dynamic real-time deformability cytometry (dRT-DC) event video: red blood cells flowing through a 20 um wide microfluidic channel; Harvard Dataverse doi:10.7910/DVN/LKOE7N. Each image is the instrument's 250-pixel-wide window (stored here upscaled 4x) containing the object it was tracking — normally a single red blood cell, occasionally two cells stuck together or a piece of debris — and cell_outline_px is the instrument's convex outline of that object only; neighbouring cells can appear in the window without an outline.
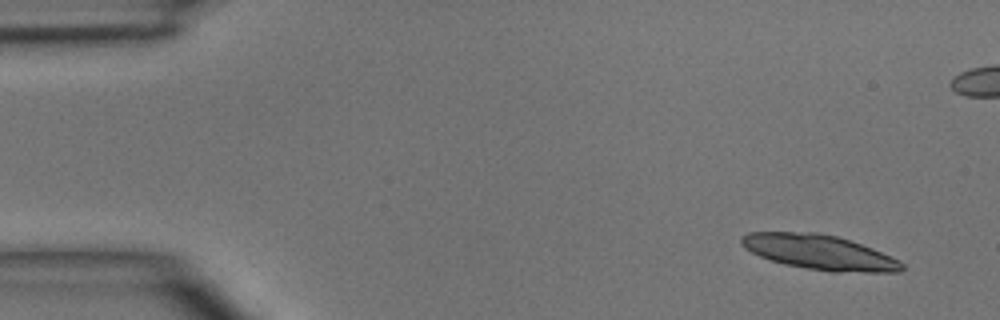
{"species": "common noctule bat (a hibernating species)", "species_latin": "Nyctalus noctula", "temperature_condition": "room temperature", "stored_images_in_passage": 4, "camera_frame_rate_fps": 3000, "um_per_image_px": 0.085, "animal": {"sex": "male", "body_mass_g": 15.6}, "frame": {"image": 1, "passage_image": 1, "time_ms": 0.0, "image_size_px": [1000, 320], "cell_outline_px": [[904, 268], [900, 272], [832, 272], [784, 264], [760, 256], [744, 248], [740, 244], [740, 236], [748, 232], [816, 232], [836, 236], [872, 248], [900, 260], [904, 264]], "centroid_in_image_um": [69.64, 21.44], "position_along_channel_um": 15.4, "area_um2": 32.48}}